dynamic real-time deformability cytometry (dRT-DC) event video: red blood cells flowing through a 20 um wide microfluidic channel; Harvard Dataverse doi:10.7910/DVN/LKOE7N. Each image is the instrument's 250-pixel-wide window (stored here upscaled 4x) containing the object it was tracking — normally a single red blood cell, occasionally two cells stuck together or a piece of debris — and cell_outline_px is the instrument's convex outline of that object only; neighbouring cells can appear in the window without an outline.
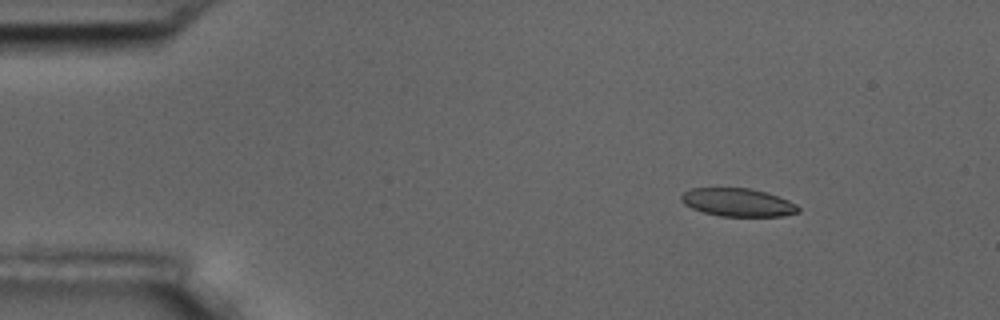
{"species": "common noctule bat (a hibernating species)", "species_latin": "Nyctalus noctula", "temperature_condition": "room temperature", "stored_images_in_passage": 10, "camera_frame_rate_fps": 3000, "um_per_image_px": 0.085, "animal": {"sex": "male", "body_mass_g": 17.5, "forearm_length_mm": 52.3}, "frame": {"image": 1, "passage_image": 2, "time_ms": 1.0, "image_size_px": [1000, 320], "cell_outline_px": [[800, 212], [784, 216], [720, 216], [704, 212], [692, 208], [684, 204], [680, 200], [680, 196], [684, 192], [692, 188], [748, 188], [764, 192], [788, 200], [796, 204], [800, 208]], "centroid_in_image_um": [62.71, 17.21], "position_along_channel_um": 22.3, "area_um2": 19.07}}
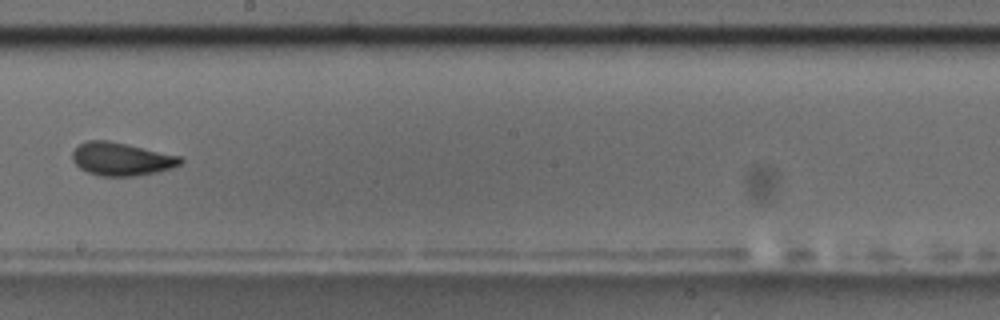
{"frame": {"image": 2, "passage_image": 9, "time_ms": 9.333, "image_size_px": [1000, 320], "cell_outline_px": [[184, 160], [180, 164], [172, 168], [156, 172], [136, 176], [100, 176], [88, 172], [80, 168], [72, 160], [72, 152], [80, 144], [88, 140], [108, 140], [180, 156]], "centroid_in_image_um": [10.31, 13.52], "position_along_channel_um": 237.9, "area_um2": 20.69}}
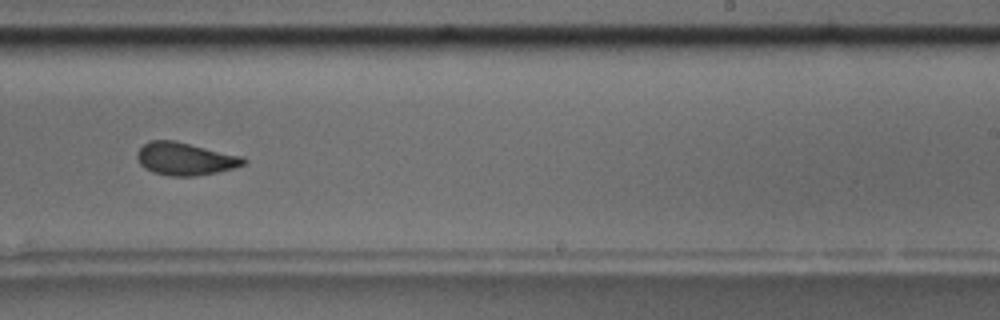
{"frame": {"image": 3, "passage_image": 10, "time_ms": 10.333, "image_size_px": [1000, 320], "cell_outline_px": [[248, 160], [244, 164], [232, 168], [216, 172], [196, 176], [168, 176], [152, 172], [140, 164], [136, 156], [136, 152], [148, 140], [176, 140], [244, 156]], "centroid_in_image_um": [15.74, 13.48], "position_along_channel_um": 273.3, "area_um2": 20.52}}